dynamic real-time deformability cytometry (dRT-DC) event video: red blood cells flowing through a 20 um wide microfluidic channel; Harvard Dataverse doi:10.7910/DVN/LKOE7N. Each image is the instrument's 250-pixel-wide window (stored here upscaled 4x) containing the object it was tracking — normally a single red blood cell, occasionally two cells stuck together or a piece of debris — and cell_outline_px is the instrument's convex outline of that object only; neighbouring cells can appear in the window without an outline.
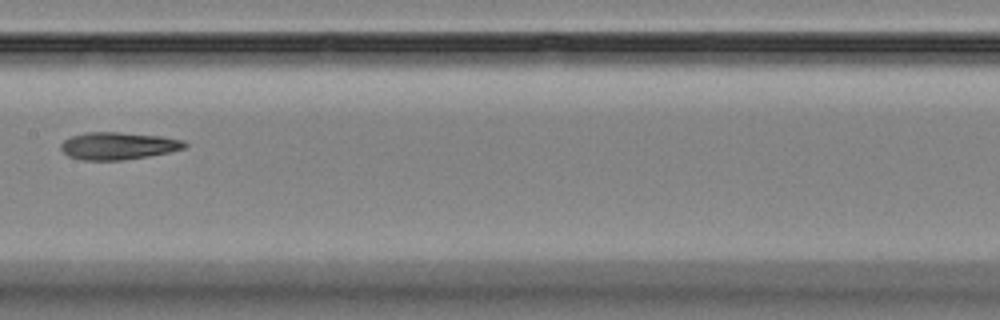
{"species": "Egyptian fruit bat (a non-hibernating species)", "species_latin": "Rousettus aegyptiacus", "temperature_condition": "room temperature", "stored_images_in_passage": 10, "camera_frame_rate_fps": 3000, "um_per_image_px": 0.085, "animal": {"sex": "female"}, "frame": {"image": 1, "passage_image": 4, "time_ms": 3.667, "image_size_px": [1000, 320], "cell_outline_px": [[188, 144], [184, 148], [168, 152], [148, 156], [124, 160], [80, 160], [68, 156], [60, 148], [60, 144], [64, 140], [72, 136], [84, 132], [120, 132], [160, 136], [184, 140]], "centroid_in_image_um": [10.02, 12.39], "position_along_channel_um": 197.4, "area_um2": 19.77}}
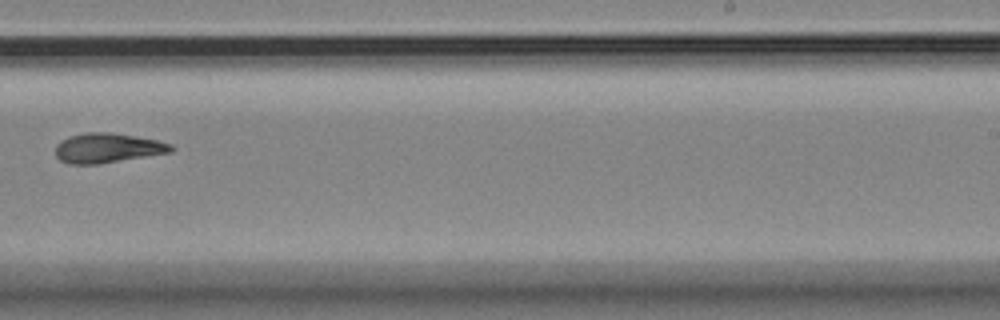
{"frame": {"image": 2, "passage_image": 6, "time_ms": 6.0, "image_size_px": [1000, 320], "cell_outline_px": [[176, 148], [172, 152], [100, 164], [68, 164], [60, 160], [56, 156], [56, 144], [60, 140], [68, 136], [84, 132], [108, 132], [156, 140], [172, 144]], "centroid_in_image_um": [9.12, 12.58], "position_along_channel_um": 279.9, "area_um2": 20.11}}
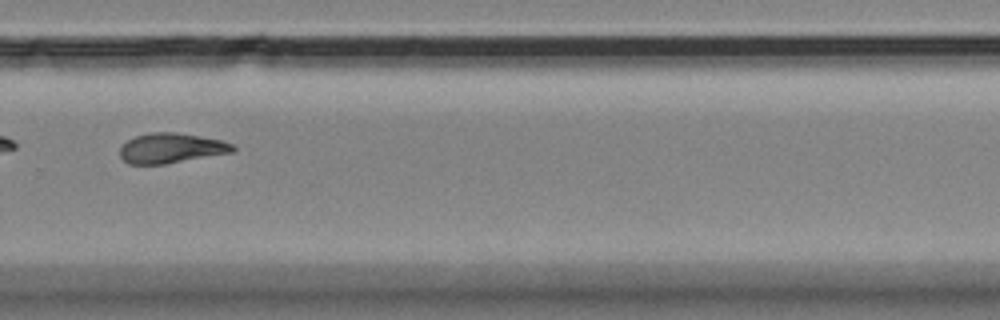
{"frame": {"image": 3, "passage_image": 7, "time_ms": 7.0, "image_size_px": [1000, 320], "cell_outline_px": [[236, 152], [164, 164], [128, 164], [120, 156], [120, 148], [128, 140], [136, 136], [152, 132], [176, 132], [220, 140], [232, 144], [236, 148]], "centroid_in_image_um": [14.57, 12.6], "position_along_channel_um": 315.2, "area_um2": 19.65}, "authors_computed_cell_mechanics": {"area_um2": 19.8254, "velocity_mm_per_s": 3.567, "shape_relaxation_time_tau1_ms": null, "shape_relaxation_time_tau2_ms": 3.2785, "deformation_change_tau1": null, "deformation_change_tau2": 0.0608}}